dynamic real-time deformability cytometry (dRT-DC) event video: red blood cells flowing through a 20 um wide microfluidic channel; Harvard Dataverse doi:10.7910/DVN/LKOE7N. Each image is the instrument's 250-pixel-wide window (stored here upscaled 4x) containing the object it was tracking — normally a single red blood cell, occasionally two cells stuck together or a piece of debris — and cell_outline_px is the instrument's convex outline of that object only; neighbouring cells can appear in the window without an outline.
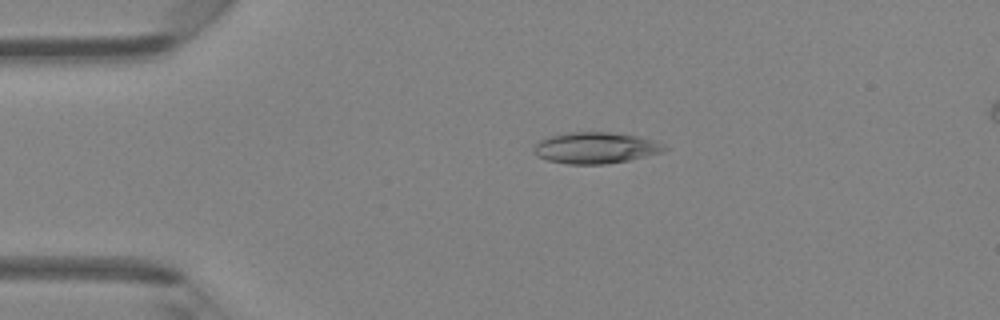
{"species": "Egyptian fruit bat (a non-hibernating species)", "species_latin": "Rousettus aegyptiacus", "temperature_condition": "room temperature", "stored_images_in_passage": 47, "camera_frame_rate_fps": 3000, "um_per_image_px": 0.085, "animal": {"sex": "female"}, "frame": {"image": 1, "passage_image": 10, "time_ms": 3.0, "image_size_px": [1000, 320], "cell_outline_px": [[668, 148], [664, 152], [628, 160], [604, 164], [568, 164], [548, 160], [536, 156], [532, 152], [532, 148], [540, 140], [548, 136], [564, 132], [608, 132], [640, 136], [656, 140], [664, 144]], "centroid_in_image_um": [50.62, 12.56], "position_along_channel_um": 34.4, "area_um2": 24.1}}
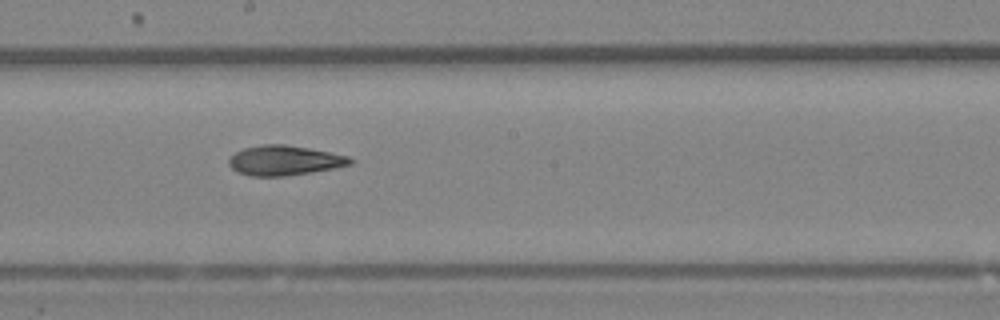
{"frame": {"image": 2, "passage_image": 26, "time_ms": 8.333, "image_size_px": [1000, 320], "cell_outline_px": [[356, 160], [352, 164], [332, 168], [284, 176], [252, 176], [236, 172], [228, 164], [228, 160], [236, 152], [244, 148], [260, 144], [284, 144], [308, 148], [348, 156]], "centroid_in_image_um": [24.15, 13.63], "position_along_channel_um": 224.0, "area_um2": 20.92}}
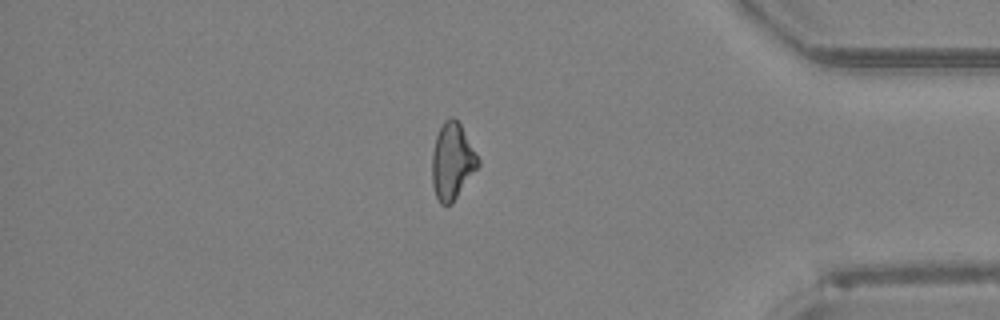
{"frame": {"image": 3, "passage_image": 40, "time_ms": 13.0, "image_size_px": [1000, 320], "cell_outline_px": [[480, 164], [452, 204], [440, 204], [436, 196], [432, 184], [432, 152], [436, 136], [444, 120], [448, 116], [452, 116], [460, 124], [480, 160]], "centroid_in_image_um": [38.43, 13.71], "position_along_channel_um": 396.8, "area_um2": 20.4}, "authors_computed_cell_mechanics": {"area_um2": 21.2126, "velocity_mm_per_s": 4.3312, "shape_relaxation_time_tau1_ms": 3.2546, "shape_relaxation_time_tau2_ms": 5.3002, "deformation_change_tau1": 0.1462, "deformation_change_tau2": 0.1582}}